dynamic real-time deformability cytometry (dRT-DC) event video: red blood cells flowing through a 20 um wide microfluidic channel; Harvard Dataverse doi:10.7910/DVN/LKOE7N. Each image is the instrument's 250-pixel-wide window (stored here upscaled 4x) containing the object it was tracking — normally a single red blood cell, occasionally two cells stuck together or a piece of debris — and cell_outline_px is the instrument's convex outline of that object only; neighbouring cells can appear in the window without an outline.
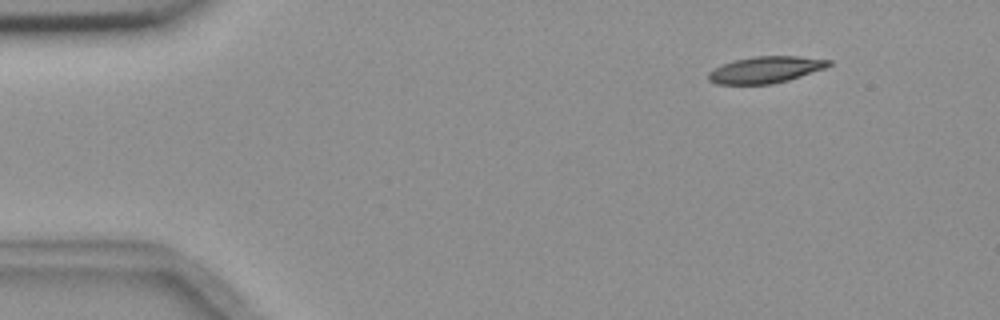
{"species": "common noctule bat (a hibernating species)", "species_latin": "Nyctalus noctula", "temperature_condition": "room temperature", "stored_images_in_passage": 7, "camera_frame_rate_fps": 3000, "um_per_image_px": 0.085, "animal": {"sex": "female", "body_mass_g": 18.4}, "frame": {"image": 1, "passage_image": 2, "time_ms": 1.0, "image_size_px": [1000, 320], "cell_outline_px": [[832, 64], [824, 68], [788, 80], [772, 84], [716, 84], [708, 80], [708, 72], [724, 64], [736, 60], [752, 56], [796, 56], [832, 60]], "centroid_in_image_um": [65.07, 5.92], "position_along_channel_um": 19.9, "area_um2": 18.44}}
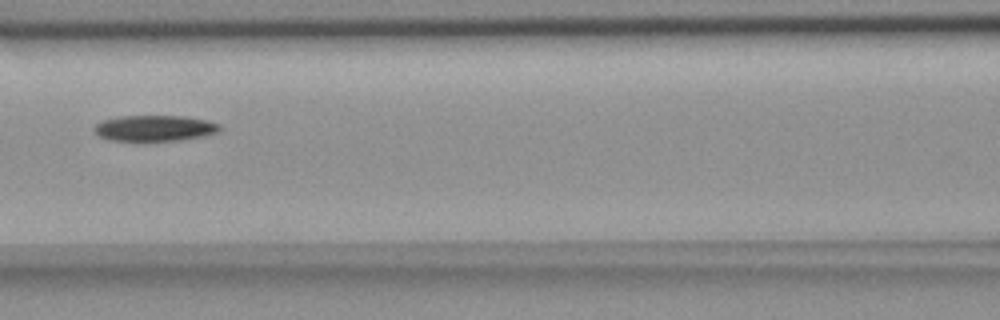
{"frame": {"image": 2, "passage_image": 7, "time_ms": 7.0, "image_size_px": [1000, 320], "cell_outline_px": [[220, 132], [180, 140], [144, 144], [140, 144], [108, 140], [92, 132], [92, 128], [96, 124], [104, 120], [120, 116], [184, 116], [208, 120], [220, 124]], "centroid_in_image_um": [13.08, 10.95], "position_along_channel_um": 153.5, "area_um2": 19.94}}